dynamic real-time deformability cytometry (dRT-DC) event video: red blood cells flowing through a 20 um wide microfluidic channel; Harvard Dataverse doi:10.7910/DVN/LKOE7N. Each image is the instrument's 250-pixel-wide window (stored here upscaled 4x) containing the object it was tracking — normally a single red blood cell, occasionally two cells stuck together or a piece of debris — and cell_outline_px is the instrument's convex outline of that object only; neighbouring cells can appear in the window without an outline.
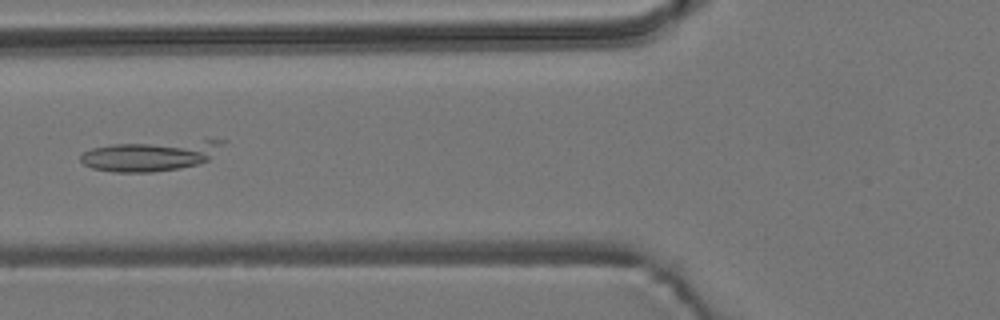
{"species": "common noctule bat (a hibernating species)", "species_latin": "Nyctalus noctula", "temperature_condition": "room temperature", "stored_images_in_passage": 39, "camera_frame_rate_fps": 3000, "um_per_image_px": 0.085, "animal": {"sex": "male", "body_mass_g": 19.2, "forearm_length_mm": 51.8}, "frame": {"image": 1, "passage_image": 5, "time_ms": 1.333, "image_size_px": [1000, 320], "cell_outline_px": [[228, 140], [208, 160], [196, 164], [180, 168], [152, 172], [112, 172], [92, 168], [84, 164], [80, 160], [80, 156], [84, 152], [92, 148], [112, 144], [204, 140]], "centroid_in_image_um": [12.77, 13.23], "position_along_channel_um": 113.0, "area_um2": 24.97}}
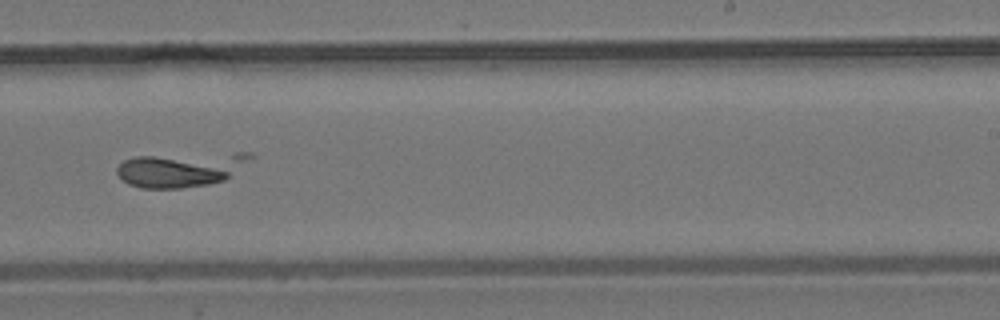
{"frame": {"image": 2, "passage_image": 18, "time_ms": 5.667, "image_size_px": [1000, 320], "cell_outline_px": [[256, 156], [224, 180], [208, 184], [180, 188], [140, 188], [128, 184], [116, 172], [116, 168], [124, 160], [136, 156], [232, 152], [252, 152]], "centroid_in_image_um": [15.41, 14.38], "position_along_channel_um": 273.6, "area_um2": 26.99}}
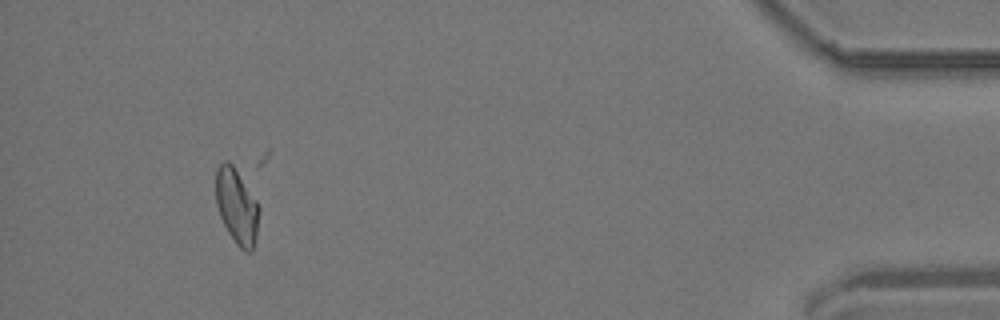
{"frame": {"image": 3, "passage_image": 35, "time_ms": 11.333, "image_size_px": [1000, 320], "cell_outline_px": [[260, 208], [256, 240], [252, 252], [244, 252], [236, 244], [228, 232], [220, 216], [216, 204], [216, 168], [224, 160], [228, 160], [232, 164], [256, 200]], "centroid_in_image_um": [20.13, 17.57], "position_along_channel_um": 415.1, "area_um2": 19.02}}